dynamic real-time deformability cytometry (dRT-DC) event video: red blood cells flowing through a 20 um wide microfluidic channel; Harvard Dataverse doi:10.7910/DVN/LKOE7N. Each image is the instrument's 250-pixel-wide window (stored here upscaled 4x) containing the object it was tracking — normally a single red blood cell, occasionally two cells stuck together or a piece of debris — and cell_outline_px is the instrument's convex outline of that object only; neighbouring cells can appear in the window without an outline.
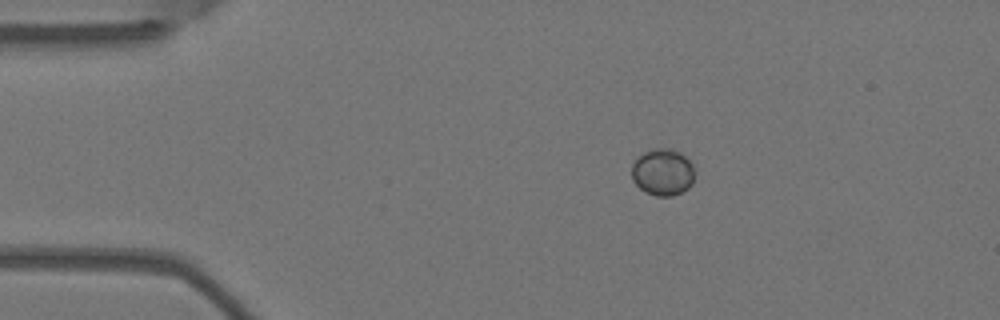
{"species": "Egyptian fruit bat (a non-hibernating species)", "species_latin": "Rousettus aegyptiacus", "temperature_condition": "warm", "stored_images_in_passage": 3, "camera_frame_rate_fps": 3000, "um_per_image_px": 0.085, "animal": {"sex": "female"}, "frame": {"image": 1, "passage_image": 1, "time_ms": 0.0, "image_size_px": [1000, 320], "cell_outline_px": [[692, 184], [688, 188], [672, 196], [656, 196], [644, 192], [632, 180], [632, 164], [644, 152], [656, 148], [672, 148], [680, 152], [692, 164]], "centroid_in_image_um": [56.31, 14.64], "position_along_channel_um": 28.7, "area_um2": 16.99}}
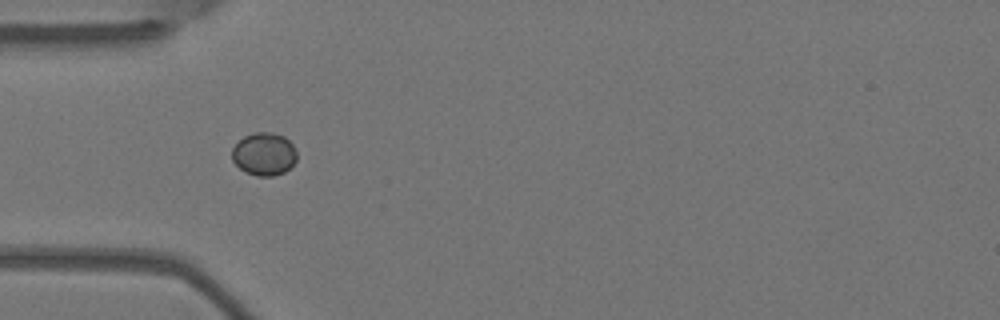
{"frame": {"image": 2, "passage_image": 3, "time_ms": 0.667, "image_size_px": [1000, 320], "cell_outline_px": [[296, 160], [284, 172], [272, 176], [256, 176], [244, 172], [232, 160], [232, 148], [244, 136], [252, 132], [272, 132], [284, 136], [292, 144], [296, 152]], "centroid_in_image_um": [22.43, 13.09], "position_along_channel_um": 62.6, "area_um2": 16.18}}